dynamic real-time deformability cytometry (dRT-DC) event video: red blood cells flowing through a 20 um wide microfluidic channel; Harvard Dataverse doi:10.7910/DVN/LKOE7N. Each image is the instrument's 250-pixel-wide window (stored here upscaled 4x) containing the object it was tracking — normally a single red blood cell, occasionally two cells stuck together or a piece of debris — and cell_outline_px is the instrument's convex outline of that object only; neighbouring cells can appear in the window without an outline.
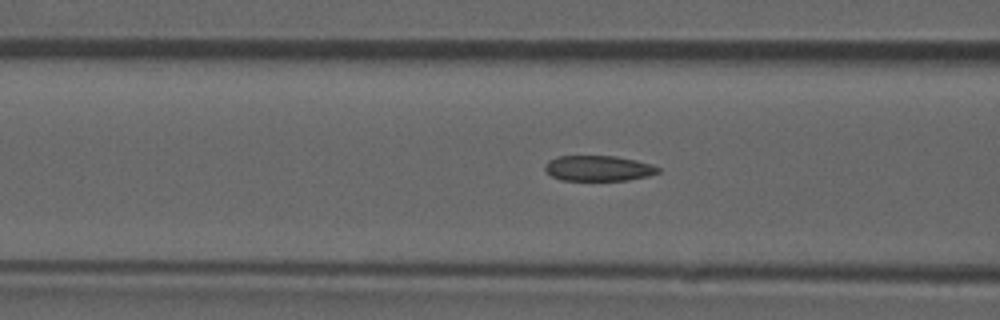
{"species": "common noctule bat (a hibernating species)", "species_latin": "Nyctalus noctula", "temperature_condition": "room temperature", "stored_images_in_passage": 32, "camera_frame_rate_fps": 3000, "um_per_image_px": 0.085, "animal": {"sex": "male", "forearm_length_mm": 52.5}, "frame": {"image": 1, "passage_image": 5, "time_ms": 1.333, "image_size_px": [1000, 320], "cell_outline_px": [[660, 172], [648, 176], [628, 180], [560, 180], [552, 176], [544, 168], [544, 164], [548, 160], [556, 156], [616, 156], [636, 160], [652, 164], [660, 168]], "centroid_in_image_um": [50.86, 14.3], "position_along_channel_um": 115.7, "area_um2": 16.88}, "authors_computed_cell_mechanics": {"area_um2": 17.5134, "velocity_mm_per_s": 3.8979, "shape_relaxation_time_tau1_ms": null, "shape_relaxation_time_tau2_ms": 1.2075, "deformation_change_tau1": null, "deformation_change_tau2": 0.0762}}